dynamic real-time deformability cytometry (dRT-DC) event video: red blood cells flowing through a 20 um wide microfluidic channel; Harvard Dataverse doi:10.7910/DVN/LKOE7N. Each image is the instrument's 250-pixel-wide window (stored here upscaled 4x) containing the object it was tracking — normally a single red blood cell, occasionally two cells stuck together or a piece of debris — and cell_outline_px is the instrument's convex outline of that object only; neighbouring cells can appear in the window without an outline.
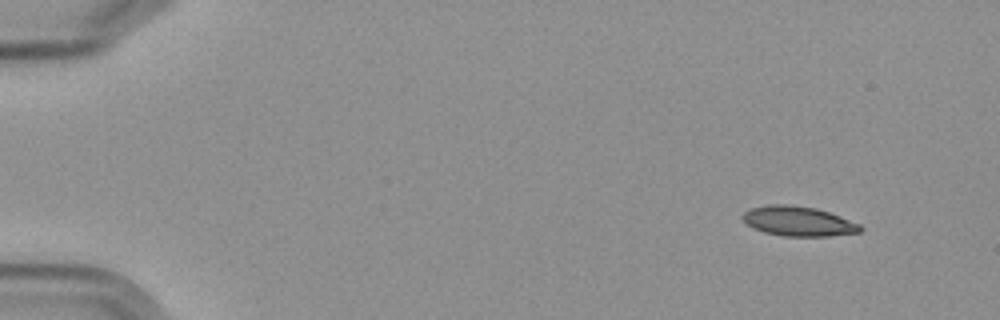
{"species": "Egyptian fruit bat (a non-hibernating species)", "species_latin": "Rousettus aegyptiacus", "temperature_condition": "cold", "stored_images_in_passage": 6, "camera_frame_rate_fps": 3000, "um_per_image_px": 0.085, "frame": {"image": 1, "passage_image": 1, "time_ms": 0.0, "image_size_px": [1000, 320], "cell_outline_px": [[864, 228], [860, 232], [828, 236], [784, 236], [764, 232], [752, 228], [744, 220], [744, 212], [752, 208], [768, 204], [784, 204], [816, 208], [840, 216], [860, 224]], "centroid_in_image_um": [67.88, 18.81], "position_along_channel_um": 17.1, "area_um2": 20.23}}
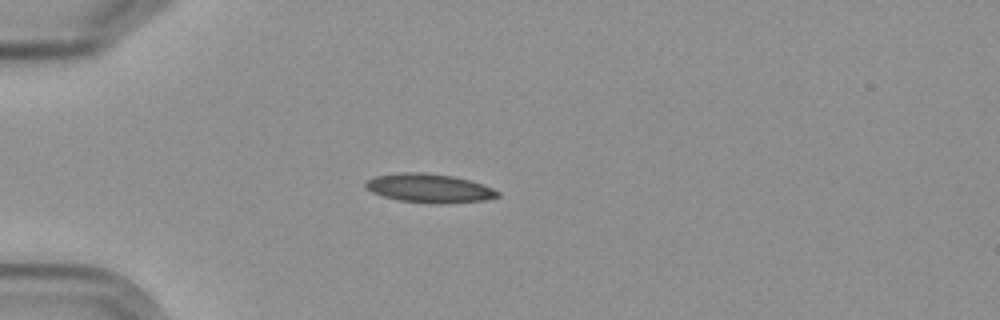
{"frame": {"image": 2, "passage_image": 4, "time_ms": 3.667, "image_size_px": [1000, 320], "cell_outline_px": [[500, 196], [484, 200], [440, 204], [432, 204], [400, 200], [384, 196], [372, 192], [364, 184], [368, 180], [376, 176], [400, 172], [424, 172], [452, 176], [468, 180], [492, 188], [500, 192]], "centroid_in_image_um": [36.5, 16.0], "position_along_channel_um": 48.5, "area_um2": 21.96}}
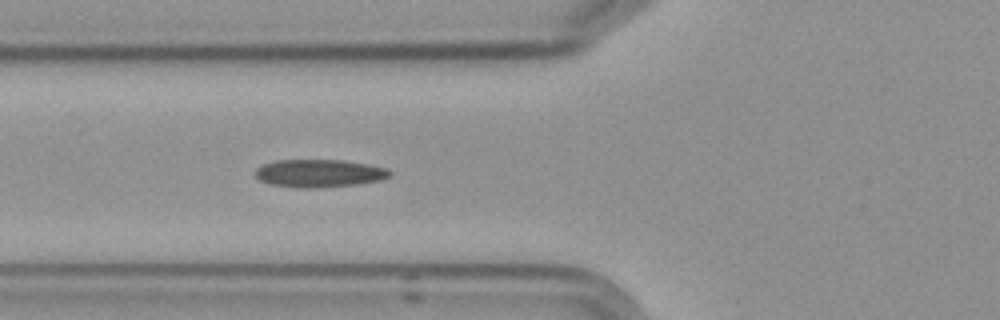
{"frame": {"image": 3, "passage_image": 6, "time_ms": 5.667, "image_size_px": [1000, 320], "cell_outline_px": [[392, 176], [380, 180], [356, 184], [316, 188], [300, 188], [272, 184], [260, 180], [256, 176], [256, 168], [264, 164], [276, 160], [344, 160], [368, 164], [388, 168], [392, 172]], "centroid_in_image_um": [27.18, 14.72], "position_along_channel_um": 98.6, "area_um2": 21.79}}